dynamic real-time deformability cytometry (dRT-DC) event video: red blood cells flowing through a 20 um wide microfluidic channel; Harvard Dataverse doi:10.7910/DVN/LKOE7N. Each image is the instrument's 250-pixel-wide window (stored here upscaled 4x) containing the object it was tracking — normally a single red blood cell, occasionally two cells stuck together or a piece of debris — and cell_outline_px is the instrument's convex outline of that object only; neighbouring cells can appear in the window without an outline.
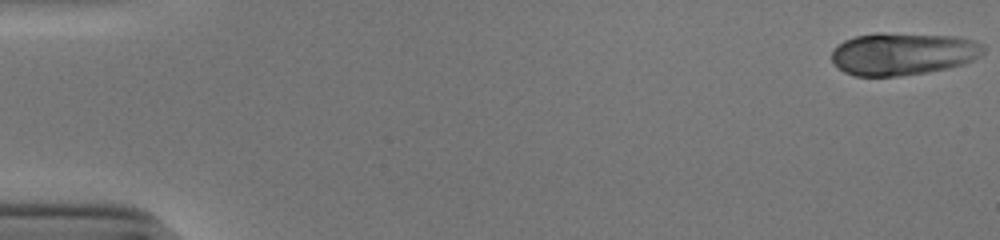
{"species": "human", "species_latin": "Homo sapiens", "temperature_condition": "cold", "stored_images_in_passage": 53, "camera_frame_rate_fps": 3000, "um_per_image_px": 0.085, "donor": {"sex": "male"}, "frame": {"image": 1, "passage_image": 1, "time_ms": 0.0, "image_size_px": [1000, 240], "cell_outline_px": [[984, 52], [980, 56], [964, 64], [948, 68], [928, 72], [900, 76], [856, 76], [844, 72], [832, 60], [832, 52], [844, 40], [852, 36], [876, 32], [880, 32], [956, 36], [972, 40], [984, 44]], "centroid_in_image_um": [76.77, 4.56], "position_along_channel_um": 8.2, "area_um2": 37.8}}
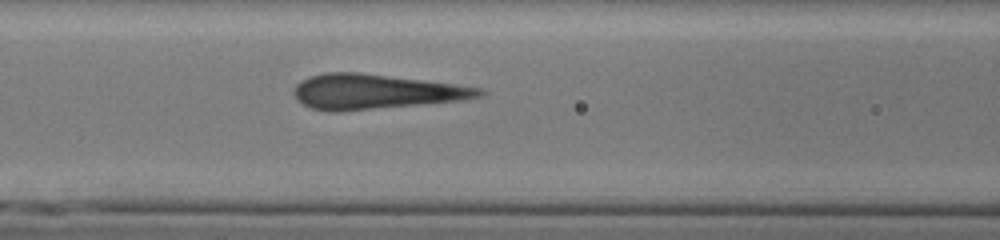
{"frame": {"image": 2, "passage_image": 23, "time_ms": 7.333, "image_size_px": [1000, 240], "cell_outline_px": [[488, 92], [484, 96], [464, 100], [336, 112], [328, 112], [312, 108], [296, 100], [292, 92], [296, 84], [300, 80], [308, 76], [324, 72], [360, 72], [484, 88]], "centroid_in_image_um": [31.89, 7.79], "position_along_channel_um": 134.7, "area_um2": 37.92}}
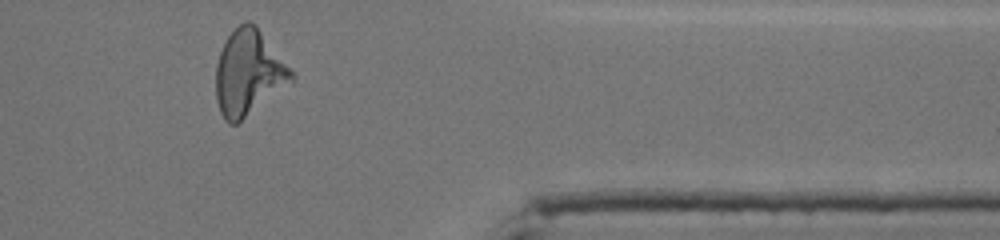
{"frame": {"image": 3, "passage_image": 44, "time_ms": 14.333, "image_size_px": [1000, 240], "cell_outline_px": [[296, 76], [292, 80], [236, 124], [228, 124], [224, 120], [220, 112], [216, 100], [216, 64], [220, 52], [228, 36], [244, 20], [248, 20], [256, 24]], "centroid_in_image_um": [21.09, 6.17], "position_along_channel_um": 390.3, "area_um2": 36.88}}